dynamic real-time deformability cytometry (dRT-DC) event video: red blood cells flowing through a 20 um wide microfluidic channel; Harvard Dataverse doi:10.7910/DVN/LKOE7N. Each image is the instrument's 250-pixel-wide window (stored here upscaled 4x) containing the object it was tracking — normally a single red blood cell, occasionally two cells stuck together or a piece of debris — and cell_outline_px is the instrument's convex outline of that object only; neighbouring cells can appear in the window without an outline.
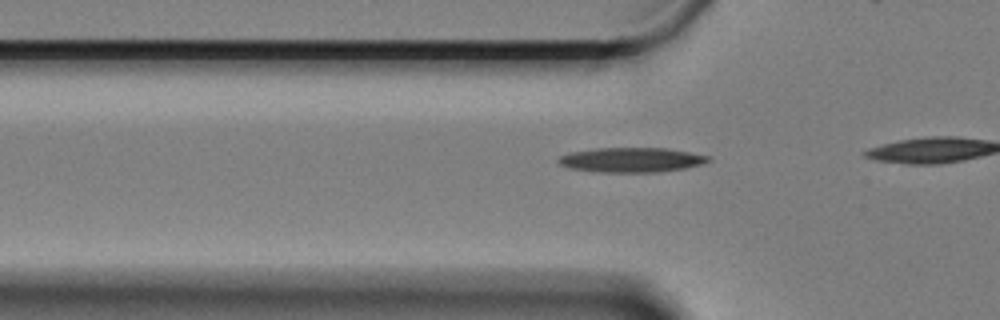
{"species": "Egyptian fruit bat (a non-hibernating species)", "species_latin": "Rousettus aegyptiacus", "temperature_condition": "cold", "stored_images_in_passage": 14, "camera_frame_rate_fps": 3000, "um_per_image_px": 0.085, "animal": {"sex": "female"}, "frame": {"image": 1, "passage_image": 8, "time_ms": 2.333, "image_size_px": [1000, 320], "cell_outline_px": [[712, 160], [700, 164], [684, 168], [656, 172], [600, 172], [572, 168], [560, 164], [556, 160], [560, 156], [568, 152], [596, 148], [664, 148], [688, 152], [708, 156]], "centroid_in_image_um": [53.63, 13.58], "position_along_channel_um": 72.2, "area_um2": 21.33}}
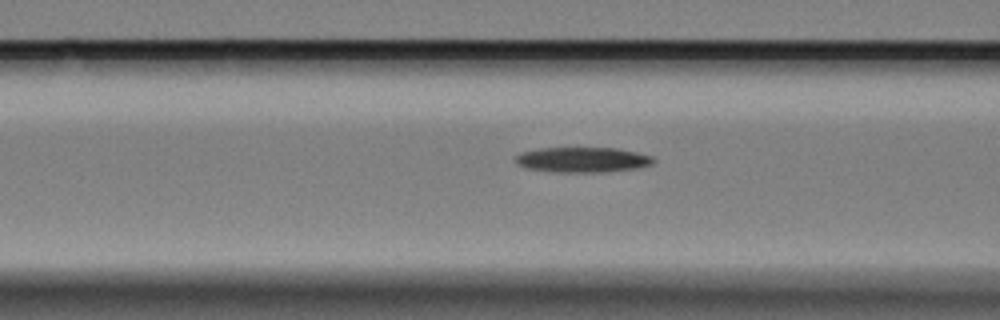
{"frame": {"image": 2, "passage_image": 12, "time_ms": 3.667, "image_size_px": [1000, 320], "cell_outline_px": [[656, 160], [652, 164], [636, 168], [604, 172], [556, 172], [524, 168], [516, 164], [516, 156], [520, 152], [540, 148], [616, 148], [636, 152], [652, 156]], "centroid_in_image_um": [49.49, 13.58], "position_along_channel_um": 117.1, "area_um2": 20.29}}